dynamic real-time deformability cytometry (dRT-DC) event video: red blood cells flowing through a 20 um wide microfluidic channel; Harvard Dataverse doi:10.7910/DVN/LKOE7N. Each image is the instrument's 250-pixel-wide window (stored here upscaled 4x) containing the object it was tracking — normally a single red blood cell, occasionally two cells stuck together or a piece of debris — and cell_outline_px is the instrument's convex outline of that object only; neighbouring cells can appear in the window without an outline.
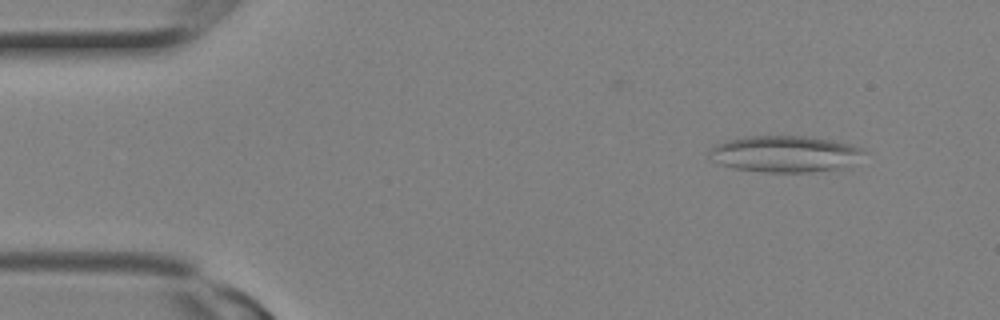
{"species": "Egyptian fruit bat (a non-hibernating species)", "species_latin": "Rousettus aegyptiacus", "temperature_condition": "room temperature", "stored_images_in_passage": 2, "camera_frame_rate_fps": 3000, "um_per_image_px": 0.085, "animal": {"sex": "female"}, "frame": {"image": 1, "passage_image": 2, "time_ms": 0.333, "image_size_px": [1000, 320], "cell_outline_px": [[864, 152], [848, 168], [812, 172], [764, 172], [736, 168], [720, 164], [712, 160], [708, 152], [716, 144], [728, 140], [748, 136], [804, 136], [832, 140], [864, 148]], "centroid_in_image_um": [66.74, 13.09], "position_along_channel_um": 18.3, "area_um2": 32.77}}